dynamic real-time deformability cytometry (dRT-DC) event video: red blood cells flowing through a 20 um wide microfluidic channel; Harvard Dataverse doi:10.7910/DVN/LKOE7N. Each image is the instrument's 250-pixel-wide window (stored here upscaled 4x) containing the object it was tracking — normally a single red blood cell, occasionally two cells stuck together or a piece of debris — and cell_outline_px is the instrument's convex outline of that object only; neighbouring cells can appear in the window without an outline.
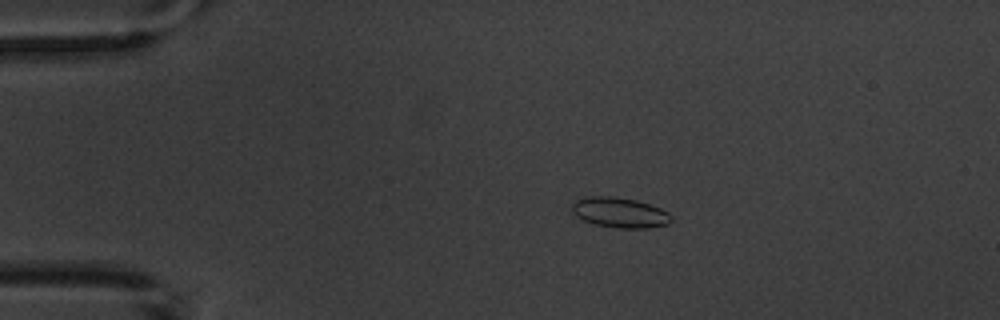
{"species": "common noctule bat (a hibernating species)", "species_latin": "Nyctalus noctula", "temperature_condition": "warm", "stored_images_in_passage": 4, "camera_frame_rate_fps": 3000, "um_per_image_px": 0.085, "animal": {"sex": "male", "body_mass_g": 20.1, "forearm_length_mm": 53.5}, "frame": {"image": 1, "passage_image": 3, "time_ms": 3.333, "image_size_px": [1000, 320], "cell_outline_px": [[672, 220], [668, 224], [648, 228], [620, 228], [592, 224], [576, 216], [572, 212], [572, 204], [580, 196], [612, 196], [636, 200], [660, 208], [668, 212], [672, 216]], "centroid_in_image_um": [52.65, 18.06], "position_along_channel_um": 32.3, "area_um2": 17.63}}